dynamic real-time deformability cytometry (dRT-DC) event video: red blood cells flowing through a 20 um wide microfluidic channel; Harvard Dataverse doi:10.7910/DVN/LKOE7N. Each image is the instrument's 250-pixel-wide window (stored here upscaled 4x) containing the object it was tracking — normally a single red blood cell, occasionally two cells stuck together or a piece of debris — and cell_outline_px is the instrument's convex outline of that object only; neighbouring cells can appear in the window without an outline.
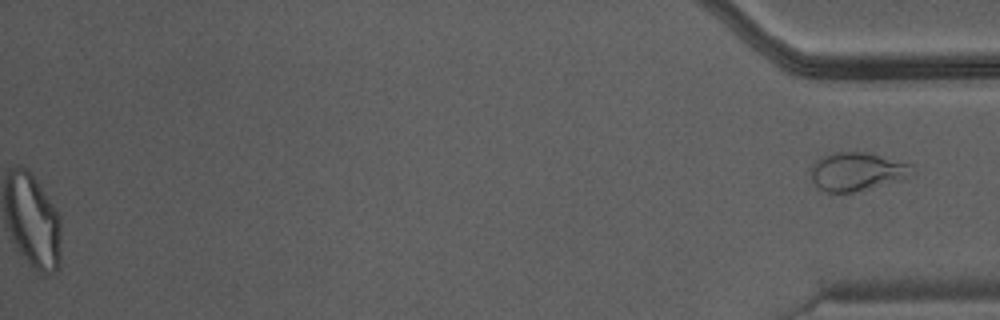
{"species": "Egyptian fruit bat (a non-hibernating species)", "species_latin": "Rousettus aegyptiacus", "temperature_condition": "warm", "stored_images_in_passage": 42, "camera_frame_rate_fps": 3000, "um_per_image_px": 0.085, "animal": {"sex": "male"}, "frame": {"image": 1, "passage_image": 42, "time_ms": 13.667, "image_size_px": [1000, 320], "cell_outline_px": [[916, 176], [852, 192], [824, 192], [816, 188], [812, 184], [812, 164], [820, 156], [832, 152], [868, 152], [912, 164]], "centroid_in_image_um": [72.85, 14.57], "position_along_channel_um": 362.4, "area_um2": 23.0}}